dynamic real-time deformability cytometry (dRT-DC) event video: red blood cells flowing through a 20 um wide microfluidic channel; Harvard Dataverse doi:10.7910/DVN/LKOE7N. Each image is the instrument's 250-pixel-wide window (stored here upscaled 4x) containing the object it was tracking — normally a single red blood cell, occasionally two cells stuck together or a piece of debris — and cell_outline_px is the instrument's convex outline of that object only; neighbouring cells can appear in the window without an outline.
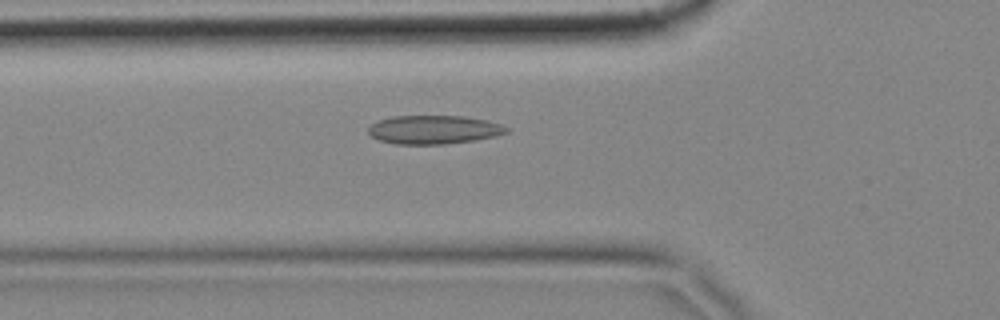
{"species": "common noctule bat (a hibernating species)", "species_latin": "Nyctalus noctula", "temperature_condition": "cold", "stored_images_in_passage": 57, "camera_frame_rate_fps": 3000, "um_per_image_px": 0.085, "animal": {"sex": "female", "body_mass_g": 18.4}, "frame": {"image": 1, "passage_image": 19, "time_ms": 6.0, "image_size_px": [1000, 320], "cell_outline_px": [[508, 132], [496, 136], [476, 140], [444, 144], [396, 144], [380, 140], [372, 136], [368, 132], [368, 128], [372, 124], [380, 120], [392, 116], [464, 116], [488, 120], [500, 124], [508, 128]], "centroid_in_image_um": [36.9, 11.02], "position_along_channel_um": 88.9, "area_um2": 23.0}}
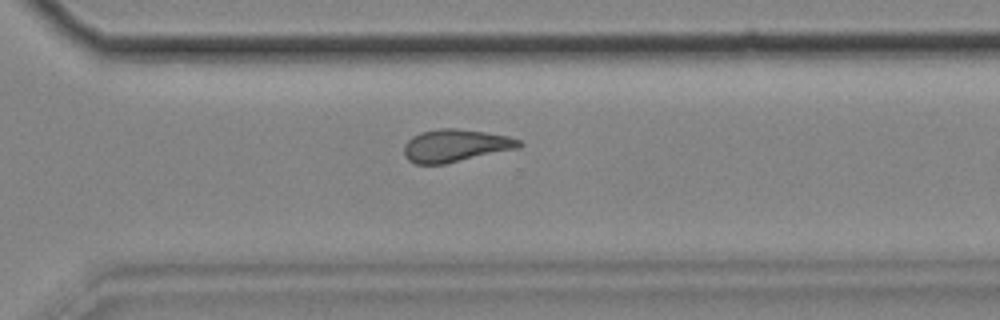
{"frame": {"image": 2, "passage_image": 40, "time_ms": 13.0, "image_size_px": [1000, 320], "cell_outline_px": [[524, 144], [520, 148], [444, 164], [416, 164], [408, 160], [404, 156], [404, 144], [412, 136], [420, 132], [440, 128], [456, 128], [484, 132], [508, 136], [520, 140]], "centroid_in_image_um": [38.71, 12.38], "position_along_channel_um": 331.9, "area_um2": 21.96}}
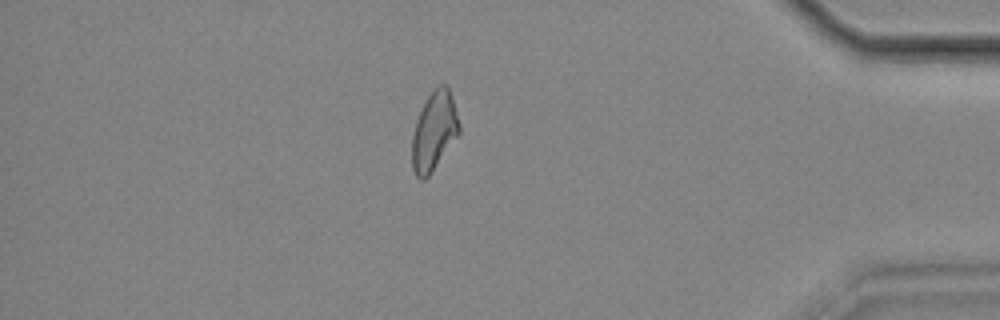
{"frame": {"image": 3, "passage_image": 49, "time_ms": 16.0, "image_size_px": [1000, 320], "cell_outline_px": [[460, 132], [428, 176], [424, 180], [420, 180], [416, 176], [412, 168], [412, 136], [416, 120], [428, 96], [440, 84], [444, 84], [448, 88], [452, 96], [460, 124]], "centroid_in_image_um": [36.89, 11.16], "position_along_channel_um": 398.3, "area_um2": 21.27}, "authors_computed_cell_mechanics": {"area_um2": 21.964, "velocity_mm_per_s": 3.4677, "shape_relaxation_time_tau1_ms": null, "shape_relaxation_time_tau2_ms": 3.9413, "deformation_change_tau1": null, "deformation_change_tau2": 0.1185}}